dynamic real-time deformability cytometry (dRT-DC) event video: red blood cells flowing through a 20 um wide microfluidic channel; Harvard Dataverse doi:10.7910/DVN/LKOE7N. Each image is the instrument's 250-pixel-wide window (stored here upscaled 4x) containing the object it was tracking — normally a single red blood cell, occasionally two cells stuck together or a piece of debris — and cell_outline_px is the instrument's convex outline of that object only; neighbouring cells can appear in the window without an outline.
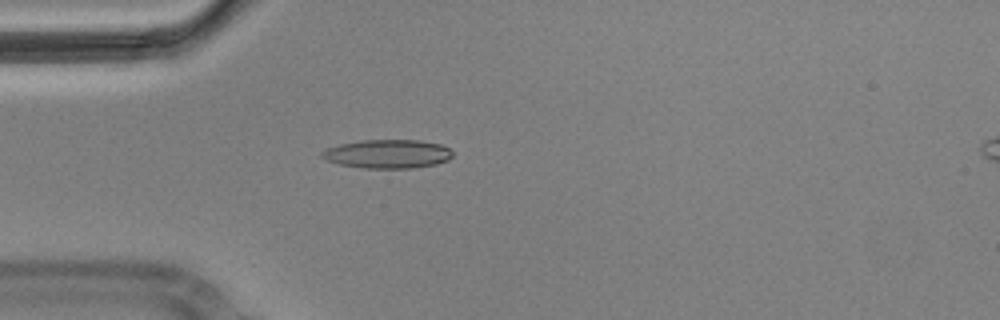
{"species": "Egyptian fruit bat (a non-hibernating species)", "species_latin": "Rousettus aegyptiacus", "temperature_condition": "cold", "stored_images_in_passage": 4, "camera_frame_rate_fps": 3000, "um_per_image_px": 0.085, "animal": {"sex": "male"}, "frame": {"image": 1, "passage_image": 3, "time_ms": 0.667, "image_size_px": [1000, 320], "cell_outline_px": [[452, 156], [448, 160], [436, 164], [412, 168], [364, 168], [340, 164], [328, 160], [320, 156], [320, 152], [328, 148], [340, 144], [360, 140], [420, 140], [440, 144], [448, 148], [452, 152]], "centroid_in_image_um": [32.95, 13.08], "position_along_channel_um": 52.0, "area_um2": 21.79}}